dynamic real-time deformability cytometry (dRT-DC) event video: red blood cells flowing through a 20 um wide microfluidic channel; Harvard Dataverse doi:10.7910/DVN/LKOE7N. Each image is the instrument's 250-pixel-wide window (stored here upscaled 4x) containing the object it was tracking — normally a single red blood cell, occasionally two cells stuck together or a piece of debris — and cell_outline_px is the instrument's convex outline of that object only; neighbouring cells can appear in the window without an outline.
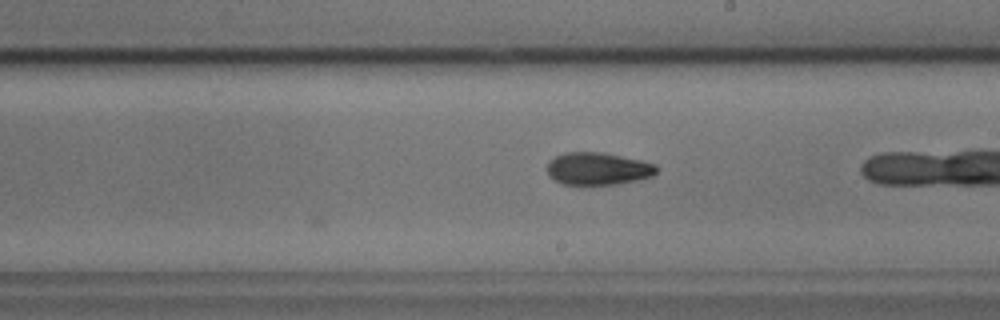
{"species": "common noctule bat (a hibernating species)", "species_latin": "Nyctalus noctula", "temperature_condition": "cold", "stored_images_in_passage": 17, "camera_frame_rate_fps": 3000, "um_per_image_px": 0.085, "animal": {"sex": "male", "body_mass_g": 17.9, "forearm_length_mm": 54.2}, "frame": {"image": 1, "passage_image": 12, "time_ms": 3.667, "image_size_px": [1000, 320], "cell_outline_px": [[660, 168], [652, 176], [636, 180], [616, 184], [560, 184], [548, 176], [548, 160], [564, 152], [604, 152], [644, 160], [656, 164]], "centroid_in_image_um": [50.84, 14.32], "position_along_channel_um": 238.2, "area_um2": 20.98}}